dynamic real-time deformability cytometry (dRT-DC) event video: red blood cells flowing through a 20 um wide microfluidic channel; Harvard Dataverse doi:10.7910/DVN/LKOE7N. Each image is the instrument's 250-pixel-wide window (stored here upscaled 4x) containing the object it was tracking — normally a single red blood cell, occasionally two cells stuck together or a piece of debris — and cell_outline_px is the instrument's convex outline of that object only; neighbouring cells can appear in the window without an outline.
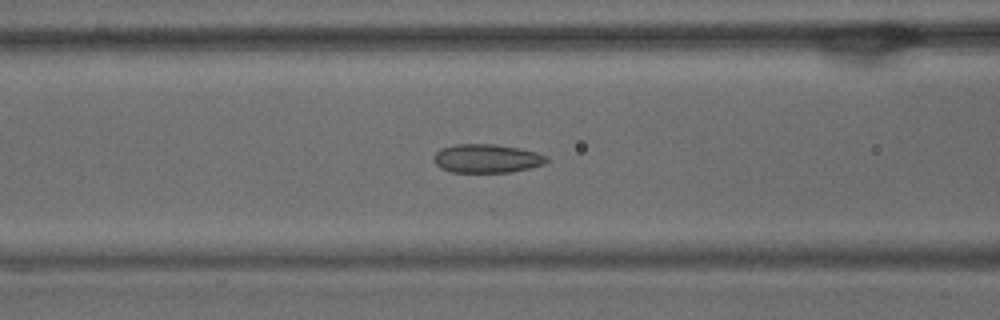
{"species": "common noctule bat (a hibernating species)", "species_latin": "Nyctalus noctula", "temperature_condition": "warm", "stored_images_in_passage": 11, "camera_frame_rate_fps": 3000, "um_per_image_px": 0.085, "animal": {"sex": "male", "body_mass_g": 15.6}, "frame": {"image": 1, "passage_image": 7, "time_ms": 2.0, "image_size_px": [1000, 320], "cell_outline_px": [[548, 160], [544, 164], [512, 172], [452, 172], [440, 168], [432, 160], [436, 152], [440, 148], [456, 144], [496, 144], [520, 148], [536, 152], [548, 156]], "centroid_in_image_um": [41.36, 13.46], "position_along_channel_um": 125.2, "area_um2": 18.96}}